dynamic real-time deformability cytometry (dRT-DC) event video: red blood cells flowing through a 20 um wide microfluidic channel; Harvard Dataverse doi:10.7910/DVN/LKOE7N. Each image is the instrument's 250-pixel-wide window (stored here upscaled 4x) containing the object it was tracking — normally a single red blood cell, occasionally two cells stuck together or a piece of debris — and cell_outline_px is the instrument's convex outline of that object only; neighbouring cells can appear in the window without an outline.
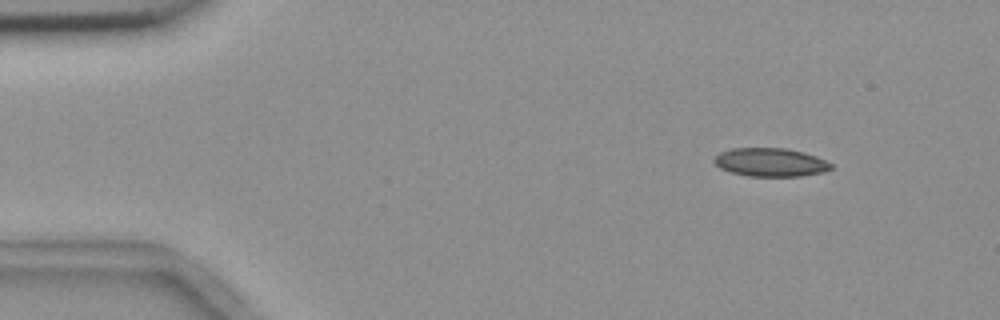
{"species": "common noctule bat (a hibernating species)", "species_latin": "Nyctalus noctula", "temperature_condition": "room temperature", "stored_images_in_passage": 4, "camera_frame_rate_fps": 3000, "um_per_image_px": 0.085, "animal": {"sex": "female", "body_mass_g": 18.4}, "frame": {"image": 1, "passage_image": 1, "time_ms": 0.0, "image_size_px": [1000, 320], "cell_outline_px": [[832, 168], [824, 172], [800, 176], [748, 176], [732, 172], [720, 168], [712, 160], [720, 152], [732, 148], [784, 148], [804, 152], [816, 156], [832, 164]], "centroid_in_image_um": [65.49, 13.79], "position_along_channel_um": 19.5, "area_um2": 19.31}}